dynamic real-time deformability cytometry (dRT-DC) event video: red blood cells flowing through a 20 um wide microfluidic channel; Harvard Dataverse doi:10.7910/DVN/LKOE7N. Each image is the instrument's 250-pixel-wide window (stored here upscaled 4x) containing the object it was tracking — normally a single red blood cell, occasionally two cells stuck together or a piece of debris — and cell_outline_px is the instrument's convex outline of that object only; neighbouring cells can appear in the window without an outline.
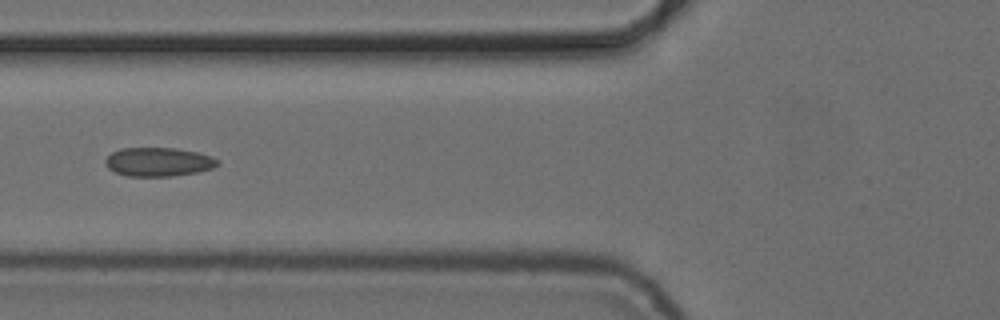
{"species": "common noctule bat (a hibernating species)", "species_latin": "Nyctalus noctula", "temperature_condition": "cold", "stored_images_in_passage": 6, "camera_frame_rate_fps": 3000, "um_per_image_px": 0.085, "animal": {"sex": "female", "body_mass_g": 24.6, "forearm_length_mm": 56.2}, "frame": {"image": 1, "passage_image": 6, "time_ms": 6.0, "image_size_px": [1000, 320], "cell_outline_px": [[220, 164], [212, 168], [196, 172], [172, 176], [128, 176], [116, 172], [108, 168], [104, 164], [104, 160], [112, 152], [120, 148], [176, 148], [196, 152], [212, 156], [220, 160]], "centroid_in_image_um": [13.47, 13.75], "position_along_channel_um": 112.3, "area_um2": 18.9}}